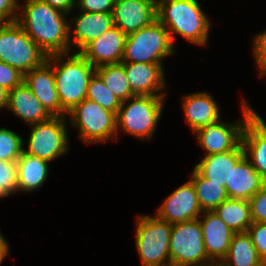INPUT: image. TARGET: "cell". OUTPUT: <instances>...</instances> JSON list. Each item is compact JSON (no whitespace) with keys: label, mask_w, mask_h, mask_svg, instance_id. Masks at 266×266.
Here are the masks:
<instances>
[{"label":"cell","mask_w":266,"mask_h":266,"mask_svg":"<svg viewBox=\"0 0 266 266\" xmlns=\"http://www.w3.org/2000/svg\"><path fill=\"white\" fill-rule=\"evenodd\" d=\"M71 52L47 58L54 69L61 108L66 113L86 99L88 82L95 73V67L80 52Z\"/></svg>","instance_id":"cell-3"},{"label":"cell","mask_w":266,"mask_h":266,"mask_svg":"<svg viewBox=\"0 0 266 266\" xmlns=\"http://www.w3.org/2000/svg\"><path fill=\"white\" fill-rule=\"evenodd\" d=\"M95 73L121 102L136 96L129 86L122 63L98 66L95 68Z\"/></svg>","instance_id":"cell-28"},{"label":"cell","mask_w":266,"mask_h":266,"mask_svg":"<svg viewBox=\"0 0 266 266\" xmlns=\"http://www.w3.org/2000/svg\"><path fill=\"white\" fill-rule=\"evenodd\" d=\"M9 243L6 241L4 236L0 235V264L3 262L4 258L9 252Z\"/></svg>","instance_id":"cell-39"},{"label":"cell","mask_w":266,"mask_h":266,"mask_svg":"<svg viewBox=\"0 0 266 266\" xmlns=\"http://www.w3.org/2000/svg\"><path fill=\"white\" fill-rule=\"evenodd\" d=\"M0 184L13 195L17 193V163L0 160Z\"/></svg>","instance_id":"cell-31"},{"label":"cell","mask_w":266,"mask_h":266,"mask_svg":"<svg viewBox=\"0 0 266 266\" xmlns=\"http://www.w3.org/2000/svg\"><path fill=\"white\" fill-rule=\"evenodd\" d=\"M69 115V116H68ZM71 126L78 129L85 143H102L117 138L116 114L97 102L84 99L67 113Z\"/></svg>","instance_id":"cell-8"},{"label":"cell","mask_w":266,"mask_h":266,"mask_svg":"<svg viewBox=\"0 0 266 266\" xmlns=\"http://www.w3.org/2000/svg\"><path fill=\"white\" fill-rule=\"evenodd\" d=\"M66 117H51L46 121L30 125L28 147L23 151L49 162L68 152Z\"/></svg>","instance_id":"cell-10"},{"label":"cell","mask_w":266,"mask_h":266,"mask_svg":"<svg viewBox=\"0 0 266 266\" xmlns=\"http://www.w3.org/2000/svg\"><path fill=\"white\" fill-rule=\"evenodd\" d=\"M68 14L40 0L19 4L18 20L27 35L47 54L69 53Z\"/></svg>","instance_id":"cell-1"},{"label":"cell","mask_w":266,"mask_h":266,"mask_svg":"<svg viewBox=\"0 0 266 266\" xmlns=\"http://www.w3.org/2000/svg\"><path fill=\"white\" fill-rule=\"evenodd\" d=\"M258 255L266 264V222H253L247 230Z\"/></svg>","instance_id":"cell-32"},{"label":"cell","mask_w":266,"mask_h":266,"mask_svg":"<svg viewBox=\"0 0 266 266\" xmlns=\"http://www.w3.org/2000/svg\"><path fill=\"white\" fill-rule=\"evenodd\" d=\"M266 183L244 155L231 169L229 182H225L227 195L231 199L249 200Z\"/></svg>","instance_id":"cell-20"},{"label":"cell","mask_w":266,"mask_h":266,"mask_svg":"<svg viewBox=\"0 0 266 266\" xmlns=\"http://www.w3.org/2000/svg\"><path fill=\"white\" fill-rule=\"evenodd\" d=\"M241 143L245 156L266 183V124L253 109L244 125Z\"/></svg>","instance_id":"cell-18"},{"label":"cell","mask_w":266,"mask_h":266,"mask_svg":"<svg viewBox=\"0 0 266 266\" xmlns=\"http://www.w3.org/2000/svg\"><path fill=\"white\" fill-rule=\"evenodd\" d=\"M126 34L112 26L97 39L88 43L80 53L96 68L105 64L122 62Z\"/></svg>","instance_id":"cell-16"},{"label":"cell","mask_w":266,"mask_h":266,"mask_svg":"<svg viewBox=\"0 0 266 266\" xmlns=\"http://www.w3.org/2000/svg\"><path fill=\"white\" fill-rule=\"evenodd\" d=\"M80 12L69 22L70 47L77 48V52L113 26L112 13Z\"/></svg>","instance_id":"cell-19"},{"label":"cell","mask_w":266,"mask_h":266,"mask_svg":"<svg viewBox=\"0 0 266 266\" xmlns=\"http://www.w3.org/2000/svg\"><path fill=\"white\" fill-rule=\"evenodd\" d=\"M199 206L202 211H213L223 201L228 199L225 186L205 178L195 167L191 174Z\"/></svg>","instance_id":"cell-27"},{"label":"cell","mask_w":266,"mask_h":266,"mask_svg":"<svg viewBox=\"0 0 266 266\" xmlns=\"http://www.w3.org/2000/svg\"><path fill=\"white\" fill-rule=\"evenodd\" d=\"M197 0H157V19L168 30L174 44L178 34L192 44H208L211 21Z\"/></svg>","instance_id":"cell-2"},{"label":"cell","mask_w":266,"mask_h":266,"mask_svg":"<svg viewBox=\"0 0 266 266\" xmlns=\"http://www.w3.org/2000/svg\"><path fill=\"white\" fill-rule=\"evenodd\" d=\"M121 63L125 67L129 86L135 95L166 96V93L162 92L166 88L162 63Z\"/></svg>","instance_id":"cell-14"},{"label":"cell","mask_w":266,"mask_h":266,"mask_svg":"<svg viewBox=\"0 0 266 266\" xmlns=\"http://www.w3.org/2000/svg\"><path fill=\"white\" fill-rule=\"evenodd\" d=\"M164 101L165 96L146 95L123 101L116 113L117 137L123 131L142 140L151 139L162 116Z\"/></svg>","instance_id":"cell-4"},{"label":"cell","mask_w":266,"mask_h":266,"mask_svg":"<svg viewBox=\"0 0 266 266\" xmlns=\"http://www.w3.org/2000/svg\"><path fill=\"white\" fill-rule=\"evenodd\" d=\"M200 216L198 220L203 231L206 254L212 262H221L227 256L236 232L229 228L215 211H203Z\"/></svg>","instance_id":"cell-17"},{"label":"cell","mask_w":266,"mask_h":266,"mask_svg":"<svg viewBox=\"0 0 266 266\" xmlns=\"http://www.w3.org/2000/svg\"><path fill=\"white\" fill-rule=\"evenodd\" d=\"M252 47L254 59L260 74L266 70V29L254 36Z\"/></svg>","instance_id":"cell-36"},{"label":"cell","mask_w":266,"mask_h":266,"mask_svg":"<svg viewBox=\"0 0 266 266\" xmlns=\"http://www.w3.org/2000/svg\"><path fill=\"white\" fill-rule=\"evenodd\" d=\"M174 46L168 30L156 19L126 36L122 62L162 63L176 52Z\"/></svg>","instance_id":"cell-5"},{"label":"cell","mask_w":266,"mask_h":266,"mask_svg":"<svg viewBox=\"0 0 266 266\" xmlns=\"http://www.w3.org/2000/svg\"><path fill=\"white\" fill-rule=\"evenodd\" d=\"M253 222H266V184L249 200Z\"/></svg>","instance_id":"cell-34"},{"label":"cell","mask_w":266,"mask_h":266,"mask_svg":"<svg viewBox=\"0 0 266 266\" xmlns=\"http://www.w3.org/2000/svg\"><path fill=\"white\" fill-rule=\"evenodd\" d=\"M221 263L224 266H266L247 232L234 234L228 254Z\"/></svg>","instance_id":"cell-25"},{"label":"cell","mask_w":266,"mask_h":266,"mask_svg":"<svg viewBox=\"0 0 266 266\" xmlns=\"http://www.w3.org/2000/svg\"><path fill=\"white\" fill-rule=\"evenodd\" d=\"M260 77H266V70L262 71L260 74H259Z\"/></svg>","instance_id":"cell-43"},{"label":"cell","mask_w":266,"mask_h":266,"mask_svg":"<svg viewBox=\"0 0 266 266\" xmlns=\"http://www.w3.org/2000/svg\"><path fill=\"white\" fill-rule=\"evenodd\" d=\"M8 93L9 91L0 86V110L8 106Z\"/></svg>","instance_id":"cell-40"},{"label":"cell","mask_w":266,"mask_h":266,"mask_svg":"<svg viewBox=\"0 0 266 266\" xmlns=\"http://www.w3.org/2000/svg\"><path fill=\"white\" fill-rule=\"evenodd\" d=\"M41 2L51 5L53 8L58 9L69 15L75 8V0H40Z\"/></svg>","instance_id":"cell-38"},{"label":"cell","mask_w":266,"mask_h":266,"mask_svg":"<svg viewBox=\"0 0 266 266\" xmlns=\"http://www.w3.org/2000/svg\"><path fill=\"white\" fill-rule=\"evenodd\" d=\"M202 213L193 182L188 180L164 200L155 216L175 224L198 219Z\"/></svg>","instance_id":"cell-12"},{"label":"cell","mask_w":266,"mask_h":266,"mask_svg":"<svg viewBox=\"0 0 266 266\" xmlns=\"http://www.w3.org/2000/svg\"><path fill=\"white\" fill-rule=\"evenodd\" d=\"M24 142L15 132L0 128V160L16 162L22 155Z\"/></svg>","instance_id":"cell-30"},{"label":"cell","mask_w":266,"mask_h":266,"mask_svg":"<svg viewBox=\"0 0 266 266\" xmlns=\"http://www.w3.org/2000/svg\"><path fill=\"white\" fill-rule=\"evenodd\" d=\"M157 0H115L113 25L126 35L149 26L157 19Z\"/></svg>","instance_id":"cell-13"},{"label":"cell","mask_w":266,"mask_h":266,"mask_svg":"<svg viewBox=\"0 0 266 266\" xmlns=\"http://www.w3.org/2000/svg\"><path fill=\"white\" fill-rule=\"evenodd\" d=\"M7 109L29 125L46 121L52 117L25 81L9 91Z\"/></svg>","instance_id":"cell-21"},{"label":"cell","mask_w":266,"mask_h":266,"mask_svg":"<svg viewBox=\"0 0 266 266\" xmlns=\"http://www.w3.org/2000/svg\"><path fill=\"white\" fill-rule=\"evenodd\" d=\"M136 219L135 247L142 266H171L172 224L151 215H138Z\"/></svg>","instance_id":"cell-7"},{"label":"cell","mask_w":266,"mask_h":266,"mask_svg":"<svg viewBox=\"0 0 266 266\" xmlns=\"http://www.w3.org/2000/svg\"><path fill=\"white\" fill-rule=\"evenodd\" d=\"M182 109L193 132L220 120V108L208 92H196L183 96Z\"/></svg>","instance_id":"cell-22"},{"label":"cell","mask_w":266,"mask_h":266,"mask_svg":"<svg viewBox=\"0 0 266 266\" xmlns=\"http://www.w3.org/2000/svg\"><path fill=\"white\" fill-rule=\"evenodd\" d=\"M17 163V192H33L46 181L49 161L22 152Z\"/></svg>","instance_id":"cell-24"},{"label":"cell","mask_w":266,"mask_h":266,"mask_svg":"<svg viewBox=\"0 0 266 266\" xmlns=\"http://www.w3.org/2000/svg\"><path fill=\"white\" fill-rule=\"evenodd\" d=\"M213 211L236 233L247 232L253 223L247 200L228 198Z\"/></svg>","instance_id":"cell-26"},{"label":"cell","mask_w":266,"mask_h":266,"mask_svg":"<svg viewBox=\"0 0 266 266\" xmlns=\"http://www.w3.org/2000/svg\"><path fill=\"white\" fill-rule=\"evenodd\" d=\"M47 54L15 22L0 23V61L24 75L42 65Z\"/></svg>","instance_id":"cell-6"},{"label":"cell","mask_w":266,"mask_h":266,"mask_svg":"<svg viewBox=\"0 0 266 266\" xmlns=\"http://www.w3.org/2000/svg\"><path fill=\"white\" fill-rule=\"evenodd\" d=\"M241 106L242 120L227 123L220 119L194 132L197 135L198 144L206 151V155L234 150L241 143L244 125L252 116V108L245 99L242 100Z\"/></svg>","instance_id":"cell-11"},{"label":"cell","mask_w":266,"mask_h":266,"mask_svg":"<svg viewBox=\"0 0 266 266\" xmlns=\"http://www.w3.org/2000/svg\"><path fill=\"white\" fill-rule=\"evenodd\" d=\"M18 0H0V23L18 20Z\"/></svg>","instance_id":"cell-37"},{"label":"cell","mask_w":266,"mask_h":266,"mask_svg":"<svg viewBox=\"0 0 266 266\" xmlns=\"http://www.w3.org/2000/svg\"><path fill=\"white\" fill-rule=\"evenodd\" d=\"M244 155V149L240 143L234 150L203 156L195 168L205 178L225 186V182H229L231 169Z\"/></svg>","instance_id":"cell-23"},{"label":"cell","mask_w":266,"mask_h":266,"mask_svg":"<svg viewBox=\"0 0 266 266\" xmlns=\"http://www.w3.org/2000/svg\"><path fill=\"white\" fill-rule=\"evenodd\" d=\"M24 81V74L18 69L0 61V86L11 91Z\"/></svg>","instance_id":"cell-33"},{"label":"cell","mask_w":266,"mask_h":266,"mask_svg":"<svg viewBox=\"0 0 266 266\" xmlns=\"http://www.w3.org/2000/svg\"><path fill=\"white\" fill-rule=\"evenodd\" d=\"M24 81L52 117L67 115L61 108L59 101L55 86L54 69L47 60L39 67L26 73Z\"/></svg>","instance_id":"cell-15"},{"label":"cell","mask_w":266,"mask_h":266,"mask_svg":"<svg viewBox=\"0 0 266 266\" xmlns=\"http://www.w3.org/2000/svg\"><path fill=\"white\" fill-rule=\"evenodd\" d=\"M10 196V194L5 190V188L0 184V198H5Z\"/></svg>","instance_id":"cell-41"},{"label":"cell","mask_w":266,"mask_h":266,"mask_svg":"<svg viewBox=\"0 0 266 266\" xmlns=\"http://www.w3.org/2000/svg\"><path fill=\"white\" fill-rule=\"evenodd\" d=\"M115 0H75V7L83 12L112 13Z\"/></svg>","instance_id":"cell-35"},{"label":"cell","mask_w":266,"mask_h":266,"mask_svg":"<svg viewBox=\"0 0 266 266\" xmlns=\"http://www.w3.org/2000/svg\"><path fill=\"white\" fill-rule=\"evenodd\" d=\"M169 251L171 266H203L212 263L206 254L198 219L172 224Z\"/></svg>","instance_id":"cell-9"},{"label":"cell","mask_w":266,"mask_h":266,"mask_svg":"<svg viewBox=\"0 0 266 266\" xmlns=\"http://www.w3.org/2000/svg\"><path fill=\"white\" fill-rule=\"evenodd\" d=\"M203 266H224V265L221 262H212L210 264L203 265Z\"/></svg>","instance_id":"cell-42"},{"label":"cell","mask_w":266,"mask_h":266,"mask_svg":"<svg viewBox=\"0 0 266 266\" xmlns=\"http://www.w3.org/2000/svg\"><path fill=\"white\" fill-rule=\"evenodd\" d=\"M86 98L97 102L104 109L114 112L115 114L122 104L119 98L109 90L96 73L93 74L88 82Z\"/></svg>","instance_id":"cell-29"}]
</instances>
